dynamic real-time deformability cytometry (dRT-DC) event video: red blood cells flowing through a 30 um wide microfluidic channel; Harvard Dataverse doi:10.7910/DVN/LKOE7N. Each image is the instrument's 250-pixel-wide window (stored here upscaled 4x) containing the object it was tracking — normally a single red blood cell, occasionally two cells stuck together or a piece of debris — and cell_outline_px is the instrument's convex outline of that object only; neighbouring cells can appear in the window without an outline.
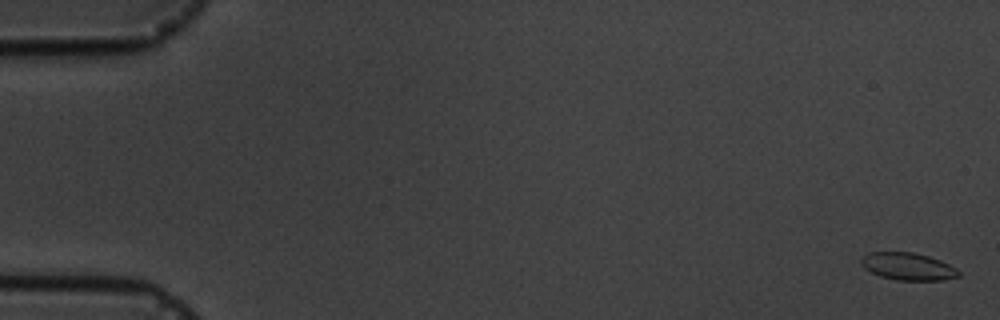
{"species": "common noctule bat (a hibernating species)", "species_latin": "Nyctalus noctula", "temperature_condition": "cold", "stored_images_in_passage": 5, "camera_frame_rate_fps": 3000, "um_per_image_px": 0.085, "animal": {"sex": "male", "body_mass_g": 19.5, "forearm_length_mm": 54.6}, "frame": {"image": 1, "passage_image": 1, "time_ms": 0.0, "image_size_px": [1000, 320], "cell_outline_px": [[960, 276], [944, 280], [896, 280], [880, 276], [864, 268], [860, 264], [860, 256], [868, 252], [912, 252], [928, 256], [940, 260], [956, 268], [960, 272]], "centroid_in_image_um": [77.14, 22.64], "position_along_channel_um": 7.9, "area_um2": 15.66}}